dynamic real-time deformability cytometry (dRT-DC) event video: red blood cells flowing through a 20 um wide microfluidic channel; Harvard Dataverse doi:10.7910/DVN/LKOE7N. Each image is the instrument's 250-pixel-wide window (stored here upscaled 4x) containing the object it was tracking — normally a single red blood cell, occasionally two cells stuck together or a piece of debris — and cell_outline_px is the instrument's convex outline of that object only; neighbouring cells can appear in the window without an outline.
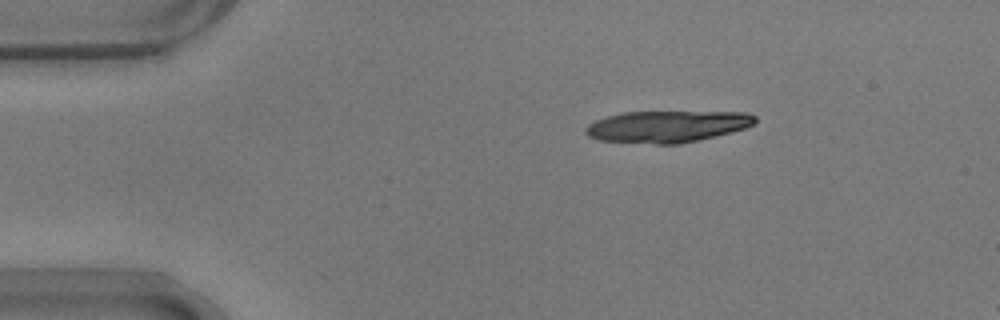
{"species": "common noctule bat (a hibernating species)", "species_latin": "Nyctalus noctula", "temperature_condition": "warm", "stored_images_in_passage": 46, "segment_of_instrument_passage": [1, 2], "camera_frame_rate_fps": 3000, "um_per_image_px": 0.085, "animal": {"sex": "male", "body_mass_g": 17.9}, "frame": {"image": 1, "passage_image": 1, "time_ms": 0.0, "image_size_px": [1000, 320], "cell_outline_px": [[756, 124], [732, 132], [716, 136], [680, 144], [656, 144], [596, 140], [588, 136], [584, 132], [584, 128], [588, 124], [596, 120], [608, 116], [624, 112], [744, 112], [756, 116]], "centroid_in_image_um": [56.69, 10.76], "position_along_channel_um": 28.3, "area_um2": 31.39}}